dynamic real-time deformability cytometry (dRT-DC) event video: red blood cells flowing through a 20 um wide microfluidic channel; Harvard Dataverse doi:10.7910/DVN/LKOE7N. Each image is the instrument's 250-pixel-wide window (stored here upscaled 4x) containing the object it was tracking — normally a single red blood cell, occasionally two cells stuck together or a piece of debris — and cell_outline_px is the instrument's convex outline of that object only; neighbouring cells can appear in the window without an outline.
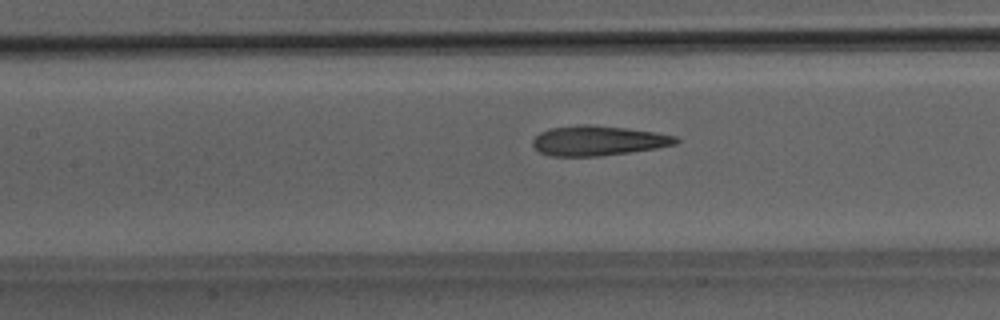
{"species": "Egyptian fruit bat (a non-hibernating species)", "species_latin": "Rousettus aegyptiacus", "temperature_condition": "room temperature", "stored_images_in_passage": 50, "camera_frame_rate_fps": 3000, "um_per_image_px": 0.085, "animal": {"sex": "male"}, "frame": {"image": 1, "passage_image": 23, "time_ms": 7.333, "image_size_px": [1000, 320], "cell_outline_px": [[680, 140], [676, 144], [656, 148], [600, 156], [552, 156], [540, 152], [532, 144], [532, 140], [540, 132], [552, 128], [580, 124], [588, 124], [624, 128], [656, 132], [676, 136]], "centroid_in_image_um": [50.84, 11.95], "position_along_channel_um": 156.6, "area_um2": 24.74}}
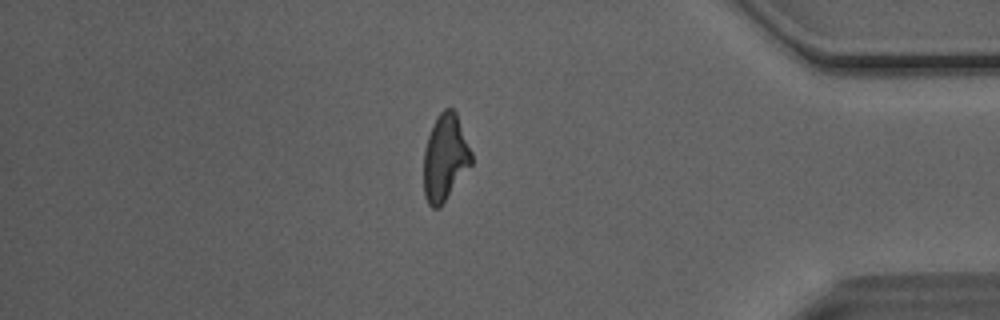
{"frame": {"image": 2, "passage_image": 43, "time_ms": 14.0, "image_size_px": [1000, 320], "cell_outline_px": [[472, 164], [440, 208], [432, 208], [428, 204], [424, 196], [424, 152], [428, 136], [436, 116], [444, 108], [452, 108], [456, 112], [472, 152]], "centroid_in_image_um": [37.83, 13.41], "position_along_channel_um": 397.4, "area_um2": 24.16}}
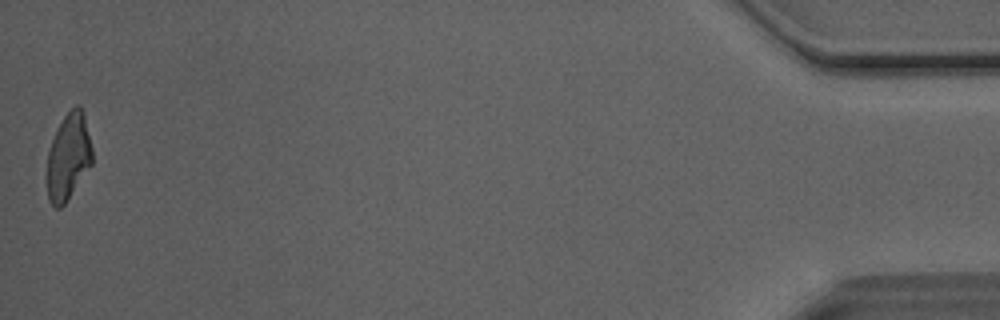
{"frame": {"image": 3, "passage_image": 50, "time_ms": 16.333, "image_size_px": [1000, 320], "cell_outline_px": [[92, 164], [64, 204], [60, 208], [56, 208], [48, 200], [48, 152], [52, 140], [64, 116], [76, 104], [80, 104], [84, 112], [92, 148]], "centroid_in_image_um": [5.84, 13.3], "position_along_channel_um": 429.4, "area_um2": 22.48}, "authors_computed_cell_mechanics": {"area_um2": 25.0563, "velocity_mm_per_s": 4.0939, "shape_relaxation_time_tau1_ms": null, "shape_relaxation_time_tau2_ms": 2.1607, "deformation_change_tau1": null, "deformation_change_tau2": 0.1274}}